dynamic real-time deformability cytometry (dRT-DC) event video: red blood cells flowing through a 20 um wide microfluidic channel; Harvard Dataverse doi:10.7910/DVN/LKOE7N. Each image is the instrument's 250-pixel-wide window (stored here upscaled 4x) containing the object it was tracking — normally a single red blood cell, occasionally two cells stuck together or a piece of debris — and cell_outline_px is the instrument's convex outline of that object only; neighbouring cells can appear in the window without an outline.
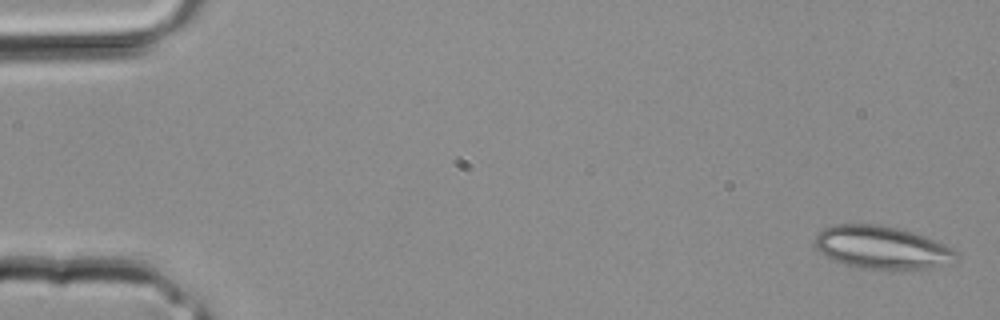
{"species": "common noctule bat (a hibernating species)", "species_latin": "Nyctalus noctula", "temperature_condition": "room temperature", "stored_images_in_passage": 35, "camera_frame_rate_fps": 3000, "um_per_image_px": 0.085, "animal": {"sex": "male", "body_mass_g": 20.4}, "frame": {"image": 1, "passage_image": 1, "time_ms": 0.0, "image_size_px": [1000, 320], "cell_outline_px": [[960, 256], [948, 264], [900, 272], [888, 272], [864, 268], [844, 264], [820, 252], [812, 244], [816, 232], [824, 228], [836, 224], [876, 224], [896, 228], [912, 232], [924, 236], [944, 244], [960, 252]], "centroid_in_image_um": [74.97, 21.07], "position_along_channel_um": 10.0, "area_um2": 36.01}}
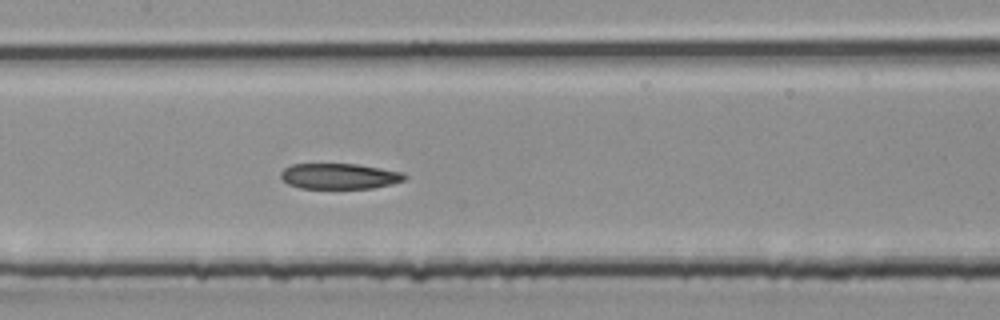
{"frame": {"image": 2, "passage_image": 17, "time_ms": 5.333, "image_size_px": [1000, 320], "cell_outline_px": [[408, 176], [404, 180], [392, 184], [372, 188], [300, 188], [288, 184], [280, 176], [280, 172], [284, 168], [292, 164], [360, 164], [404, 172]], "centroid_in_image_um": [28.88, 14.97], "position_along_channel_um": 178.5, "area_um2": 18.61}}
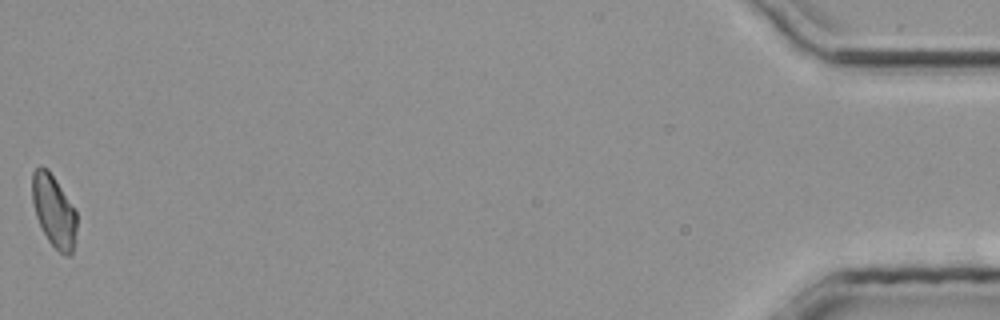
{"frame": {"image": 3, "passage_image": 35, "time_ms": 11.333, "image_size_px": [1000, 320], "cell_outline_px": [[76, 232], [72, 252], [68, 256], [60, 252], [48, 240], [36, 216], [32, 200], [32, 172], [40, 164], [48, 168], [76, 212]], "centroid_in_image_um": [4.56, 17.89], "position_along_channel_um": 430.6, "area_um2": 18.38}}